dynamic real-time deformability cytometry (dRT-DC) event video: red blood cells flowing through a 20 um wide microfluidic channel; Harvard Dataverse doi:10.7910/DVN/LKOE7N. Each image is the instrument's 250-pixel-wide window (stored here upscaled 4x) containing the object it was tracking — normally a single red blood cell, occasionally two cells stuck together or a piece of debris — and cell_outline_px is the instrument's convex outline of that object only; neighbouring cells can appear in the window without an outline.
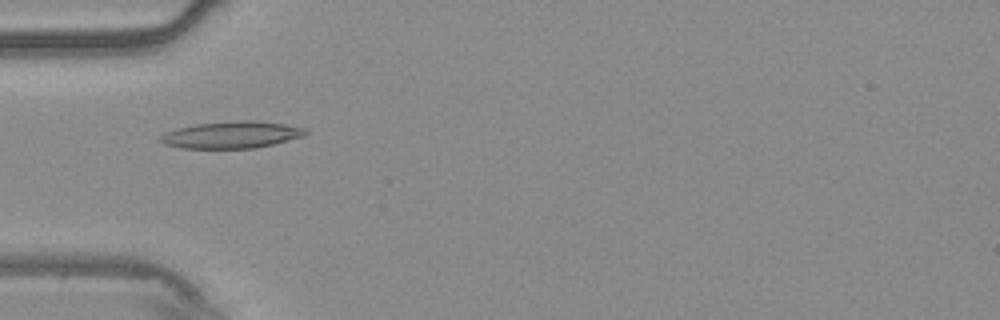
{"species": "common noctule bat (a hibernating species)", "species_latin": "Nyctalus noctula", "temperature_condition": "warm", "stored_images_in_passage": 55, "camera_frame_rate_fps": 3000, "um_per_image_px": 0.085, "animal": {"sex": "male", "body_mass_g": 20.4}, "frame": {"image": 1, "passage_image": 18, "time_ms": 5.667, "image_size_px": [1000, 320], "cell_outline_px": [[308, 132], [304, 136], [256, 148], [180, 148], [164, 144], [156, 140], [164, 132], [196, 124], [244, 120], [252, 120], [284, 124], [308, 128]], "centroid_in_image_um": [19.67, 11.46], "position_along_channel_um": 65.3, "area_um2": 22.72}}
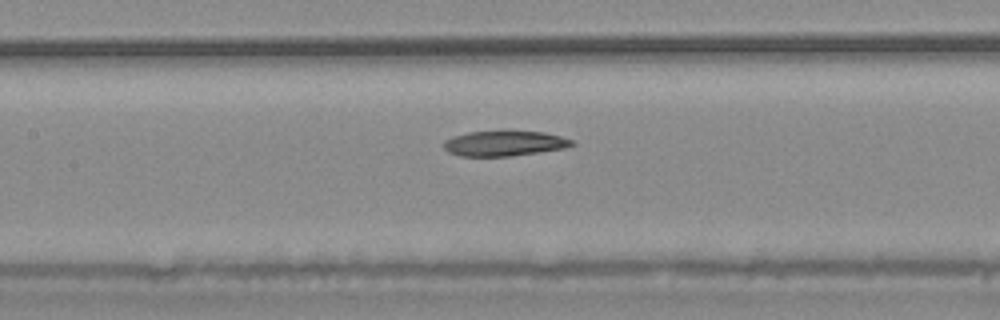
{"frame": {"image": 2, "passage_image": 26, "time_ms": 8.333, "image_size_px": [1000, 320], "cell_outline_px": [[576, 144], [568, 148], [508, 156], [460, 156], [448, 152], [444, 148], [444, 140], [452, 136], [468, 132], [504, 128], [508, 128], [544, 132], [560, 136], [572, 140]], "centroid_in_image_um": [42.88, 12.13], "position_along_channel_um": 164.5, "area_um2": 19.77}}
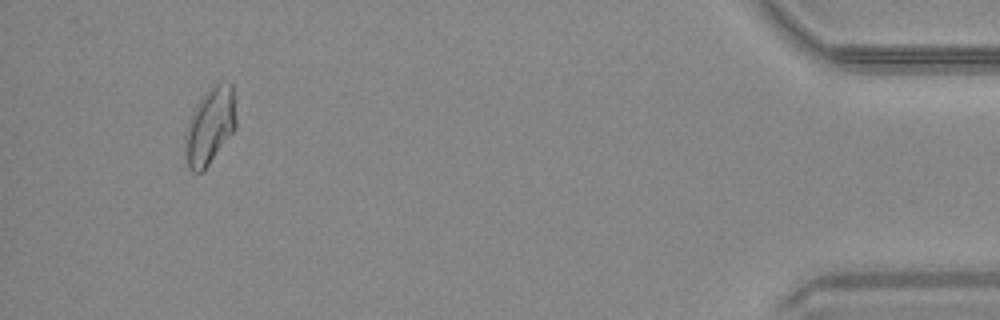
{"frame": {"image": 3, "passage_image": 52, "time_ms": 17.0, "image_size_px": [1000, 320], "cell_outline_px": [[236, 128], [204, 172], [192, 172], [188, 168], [184, 152], [184, 136], [188, 120], [200, 96], [208, 88], [216, 84], [232, 84], [236, 120]], "centroid_in_image_um": [17.81, 10.76], "position_along_channel_um": 417.4, "area_um2": 23.12}}